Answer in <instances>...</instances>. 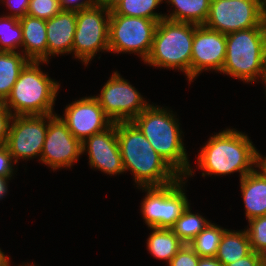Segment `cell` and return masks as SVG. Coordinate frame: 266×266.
I'll use <instances>...</instances> for the list:
<instances>
[{
	"label": "cell",
	"mask_w": 266,
	"mask_h": 266,
	"mask_svg": "<svg viewBox=\"0 0 266 266\" xmlns=\"http://www.w3.org/2000/svg\"><path fill=\"white\" fill-rule=\"evenodd\" d=\"M116 130L124 170L132 171L138 187L166 186L181 177L131 121L116 122Z\"/></svg>",
	"instance_id": "6da1fadb"
},
{
	"label": "cell",
	"mask_w": 266,
	"mask_h": 266,
	"mask_svg": "<svg viewBox=\"0 0 266 266\" xmlns=\"http://www.w3.org/2000/svg\"><path fill=\"white\" fill-rule=\"evenodd\" d=\"M200 151L198 166L204 171L202 176L237 171L241 180L255 170L257 150L246 134L235 129H225L214 134Z\"/></svg>",
	"instance_id": "7a4b0ae2"
},
{
	"label": "cell",
	"mask_w": 266,
	"mask_h": 266,
	"mask_svg": "<svg viewBox=\"0 0 266 266\" xmlns=\"http://www.w3.org/2000/svg\"><path fill=\"white\" fill-rule=\"evenodd\" d=\"M170 112L166 108L149 105L131 122L143 133L154 150L180 176L186 178L194 172L190 168L178 120Z\"/></svg>",
	"instance_id": "3957f363"
},
{
	"label": "cell",
	"mask_w": 266,
	"mask_h": 266,
	"mask_svg": "<svg viewBox=\"0 0 266 266\" xmlns=\"http://www.w3.org/2000/svg\"><path fill=\"white\" fill-rule=\"evenodd\" d=\"M266 64V32L262 25L226 35V55L221 72L243 82L263 79Z\"/></svg>",
	"instance_id": "277c9868"
},
{
	"label": "cell",
	"mask_w": 266,
	"mask_h": 266,
	"mask_svg": "<svg viewBox=\"0 0 266 266\" xmlns=\"http://www.w3.org/2000/svg\"><path fill=\"white\" fill-rule=\"evenodd\" d=\"M40 63L47 62L30 61L24 67L5 101L14 116L53 114L59 83L41 71Z\"/></svg>",
	"instance_id": "5b68a950"
},
{
	"label": "cell",
	"mask_w": 266,
	"mask_h": 266,
	"mask_svg": "<svg viewBox=\"0 0 266 266\" xmlns=\"http://www.w3.org/2000/svg\"><path fill=\"white\" fill-rule=\"evenodd\" d=\"M194 24L162 19L158 22L151 52L145 63L153 67L175 68L191 82Z\"/></svg>",
	"instance_id": "8992f818"
},
{
	"label": "cell",
	"mask_w": 266,
	"mask_h": 266,
	"mask_svg": "<svg viewBox=\"0 0 266 266\" xmlns=\"http://www.w3.org/2000/svg\"><path fill=\"white\" fill-rule=\"evenodd\" d=\"M110 12L111 7L100 2L76 12V30L72 52L85 65L96 56L97 52L105 50L109 52Z\"/></svg>",
	"instance_id": "52a82bcc"
},
{
	"label": "cell",
	"mask_w": 266,
	"mask_h": 266,
	"mask_svg": "<svg viewBox=\"0 0 266 266\" xmlns=\"http://www.w3.org/2000/svg\"><path fill=\"white\" fill-rule=\"evenodd\" d=\"M185 177L166 186L142 187L146 196L141 204L143 219L148 227L171 228L189 206L184 193Z\"/></svg>",
	"instance_id": "ba28073f"
},
{
	"label": "cell",
	"mask_w": 266,
	"mask_h": 266,
	"mask_svg": "<svg viewBox=\"0 0 266 266\" xmlns=\"http://www.w3.org/2000/svg\"><path fill=\"white\" fill-rule=\"evenodd\" d=\"M157 24L152 19L118 15L111 9L109 52L137 53L145 62L152 49Z\"/></svg>",
	"instance_id": "9c48e42d"
},
{
	"label": "cell",
	"mask_w": 266,
	"mask_h": 266,
	"mask_svg": "<svg viewBox=\"0 0 266 266\" xmlns=\"http://www.w3.org/2000/svg\"><path fill=\"white\" fill-rule=\"evenodd\" d=\"M94 97L113 123L130 122L150 105L117 71Z\"/></svg>",
	"instance_id": "30bf717a"
},
{
	"label": "cell",
	"mask_w": 266,
	"mask_h": 266,
	"mask_svg": "<svg viewBox=\"0 0 266 266\" xmlns=\"http://www.w3.org/2000/svg\"><path fill=\"white\" fill-rule=\"evenodd\" d=\"M260 24L261 7L254 0H211L203 26L227 35Z\"/></svg>",
	"instance_id": "8fae6325"
},
{
	"label": "cell",
	"mask_w": 266,
	"mask_h": 266,
	"mask_svg": "<svg viewBox=\"0 0 266 266\" xmlns=\"http://www.w3.org/2000/svg\"><path fill=\"white\" fill-rule=\"evenodd\" d=\"M47 129L48 114L13 116L6 146L16 164L22 158L41 156Z\"/></svg>",
	"instance_id": "7c38bea8"
},
{
	"label": "cell",
	"mask_w": 266,
	"mask_h": 266,
	"mask_svg": "<svg viewBox=\"0 0 266 266\" xmlns=\"http://www.w3.org/2000/svg\"><path fill=\"white\" fill-rule=\"evenodd\" d=\"M81 142L57 114H48V129L40 160L50 168L71 167L82 155Z\"/></svg>",
	"instance_id": "4fadbf2b"
},
{
	"label": "cell",
	"mask_w": 266,
	"mask_h": 266,
	"mask_svg": "<svg viewBox=\"0 0 266 266\" xmlns=\"http://www.w3.org/2000/svg\"><path fill=\"white\" fill-rule=\"evenodd\" d=\"M61 119L81 143L113 124L94 96L79 99L66 106L64 117Z\"/></svg>",
	"instance_id": "5bb4252c"
},
{
	"label": "cell",
	"mask_w": 266,
	"mask_h": 266,
	"mask_svg": "<svg viewBox=\"0 0 266 266\" xmlns=\"http://www.w3.org/2000/svg\"><path fill=\"white\" fill-rule=\"evenodd\" d=\"M226 55V34L194 24L191 82L202 71L221 72Z\"/></svg>",
	"instance_id": "9a60e30c"
},
{
	"label": "cell",
	"mask_w": 266,
	"mask_h": 266,
	"mask_svg": "<svg viewBox=\"0 0 266 266\" xmlns=\"http://www.w3.org/2000/svg\"><path fill=\"white\" fill-rule=\"evenodd\" d=\"M81 146L82 153L88 152V159L92 168L99 169L109 175L125 172L117 140L116 122L103 132L86 138Z\"/></svg>",
	"instance_id": "2e32d148"
},
{
	"label": "cell",
	"mask_w": 266,
	"mask_h": 266,
	"mask_svg": "<svg viewBox=\"0 0 266 266\" xmlns=\"http://www.w3.org/2000/svg\"><path fill=\"white\" fill-rule=\"evenodd\" d=\"M76 30V12L61 11L46 20L47 62L52 55L72 53Z\"/></svg>",
	"instance_id": "e0dca14e"
},
{
	"label": "cell",
	"mask_w": 266,
	"mask_h": 266,
	"mask_svg": "<svg viewBox=\"0 0 266 266\" xmlns=\"http://www.w3.org/2000/svg\"><path fill=\"white\" fill-rule=\"evenodd\" d=\"M22 28L23 53L29 61L47 62L46 20L30 15L19 18Z\"/></svg>",
	"instance_id": "ac0fdd59"
},
{
	"label": "cell",
	"mask_w": 266,
	"mask_h": 266,
	"mask_svg": "<svg viewBox=\"0 0 266 266\" xmlns=\"http://www.w3.org/2000/svg\"><path fill=\"white\" fill-rule=\"evenodd\" d=\"M240 184L247 219L266 215V178L255 169L245 175Z\"/></svg>",
	"instance_id": "d6986e66"
},
{
	"label": "cell",
	"mask_w": 266,
	"mask_h": 266,
	"mask_svg": "<svg viewBox=\"0 0 266 266\" xmlns=\"http://www.w3.org/2000/svg\"><path fill=\"white\" fill-rule=\"evenodd\" d=\"M252 252L251 244L247 231L226 230L215 258L223 265L235 262L249 255Z\"/></svg>",
	"instance_id": "ffe728a7"
},
{
	"label": "cell",
	"mask_w": 266,
	"mask_h": 266,
	"mask_svg": "<svg viewBox=\"0 0 266 266\" xmlns=\"http://www.w3.org/2000/svg\"><path fill=\"white\" fill-rule=\"evenodd\" d=\"M30 61L16 52L0 51V101H6L21 71Z\"/></svg>",
	"instance_id": "44dd1931"
},
{
	"label": "cell",
	"mask_w": 266,
	"mask_h": 266,
	"mask_svg": "<svg viewBox=\"0 0 266 266\" xmlns=\"http://www.w3.org/2000/svg\"><path fill=\"white\" fill-rule=\"evenodd\" d=\"M175 7L173 13L165 15V19L174 22L192 23L204 25L211 0H167Z\"/></svg>",
	"instance_id": "7402d4cb"
},
{
	"label": "cell",
	"mask_w": 266,
	"mask_h": 266,
	"mask_svg": "<svg viewBox=\"0 0 266 266\" xmlns=\"http://www.w3.org/2000/svg\"><path fill=\"white\" fill-rule=\"evenodd\" d=\"M152 234L147 240L148 251L158 259L170 260L178 253L184 243L171 228L150 227Z\"/></svg>",
	"instance_id": "603a6c76"
},
{
	"label": "cell",
	"mask_w": 266,
	"mask_h": 266,
	"mask_svg": "<svg viewBox=\"0 0 266 266\" xmlns=\"http://www.w3.org/2000/svg\"><path fill=\"white\" fill-rule=\"evenodd\" d=\"M163 0H116L110 7L118 15L152 19L159 22L165 15L153 12Z\"/></svg>",
	"instance_id": "cb8c5ba5"
},
{
	"label": "cell",
	"mask_w": 266,
	"mask_h": 266,
	"mask_svg": "<svg viewBox=\"0 0 266 266\" xmlns=\"http://www.w3.org/2000/svg\"><path fill=\"white\" fill-rule=\"evenodd\" d=\"M226 230L210 222L188 245L199 257H215Z\"/></svg>",
	"instance_id": "d4e9b609"
},
{
	"label": "cell",
	"mask_w": 266,
	"mask_h": 266,
	"mask_svg": "<svg viewBox=\"0 0 266 266\" xmlns=\"http://www.w3.org/2000/svg\"><path fill=\"white\" fill-rule=\"evenodd\" d=\"M209 223L210 221L198 213H191L190 206H188L171 227V230L184 244H189Z\"/></svg>",
	"instance_id": "484cf974"
},
{
	"label": "cell",
	"mask_w": 266,
	"mask_h": 266,
	"mask_svg": "<svg viewBox=\"0 0 266 266\" xmlns=\"http://www.w3.org/2000/svg\"><path fill=\"white\" fill-rule=\"evenodd\" d=\"M22 28L19 18L0 17V51L16 52L22 46Z\"/></svg>",
	"instance_id": "4316f807"
},
{
	"label": "cell",
	"mask_w": 266,
	"mask_h": 266,
	"mask_svg": "<svg viewBox=\"0 0 266 266\" xmlns=\"http://www.w3.org/2000/svg\"><path fill=\"white\" fill-rule=\"evenodd\" d=\"M61 11L59 0H30L27 15L49 20Z\"/></svg>",
	"instance_id": "83f0119b"
},
{
	"label": "cell",
	"mask_w": 266,
	"mask_h": 266,
	"mask_svg": "<svg viewBox=\"0 0 266 266\" xmlns=\"http://www.w3.org/2000/svg\"><path fill=\"white\" fill-rule=\"evenodd\" d=\"M247 234L252 251L259 252L266 246V215L256 217L248 221Z\"/></svg>",
	"instance_id": "f1b7e54d"
},
{
	"label": "cell",
	"mask_w": 266,
	"mask_h": 266,
	"mask_svg": "<svg viewBox=\"0 0 266 266\" xmlns=\"http://www.w3.org/2000/svg\"><path fill=\"white\" fill-rule=\"evenodd\" d=\"M200 257L188 245L184 244L178 253L170 260L169 266H197Z\"/></svg>",
	"instance_id": "f546056e"
},
{
	"label": "cell",
	"mask_w": 266,
	"mask_h": 266,
	"mask_svg": "<svg viewBox=\"0 0 266 266\" xmlns=\"http://www.w3.org/2000/svg\"><path fill=\"white\" fill-rule=\"evenodd\" d=\"M13 116L5 102L0 101V146L6 145Z\"/></svg>",
	"instance_id": "4dcf8cb0"
},
{
	"label": "cell",
	"mask_w": 266,
	"mask_h": 266,
	"mask_svg": "<svg viewBox=\"0 0 266 266\" xmlns=\"http://www.w3.org/2000/svg\"><path fill=\"white\" fill-rule=\"evenodd\" d=\"M13 156L6 145L0 146V177L10 179L13 175Z\"/></svg>",
	"instance_id": "1f68e13d"
},
{
	"label": "cell",
	"mask_w": 266,
	"mask_h": 266,
	"mask_svg": "<svg viewBox=\"0 0 266 266\" xmlns=\"http://www.w3.org/2000/svg\"><path fill=\"white\" fill-rule=\"evenodd\" d=\"M13 13L7 16L21 18L27 15L30 0H2Z\"/></svg>",
	"instance_id": "d6a6232c"
},
{
	"label": "cell",
	"mask_w": 266,
	"mask_h": 266,
	"mask_svg": "<svg viewBox=\"0 0 266 266\" xmlns=\"http://www.w3.org/2000/svg\"><path fill=\"white\" fill-rule=\"evenodd\" d=\"M59 1L63 11H73V12H79L81 10L90 8L96 3L95 0H83L82 2H80V0H59Z\"/></svg>",
	"instance_id": "836d02e7"
},
{
	"label": "cell",
	"mask_w": 266,
	"mask_h": 266,
	"mask_svg": "<svg viewBox=\"0 0 266 266\" xmlns=\"http://www.w3.org/2000/svg\"><path fill=\"white\" fill-rule=\"evenodd\" d=\"M227 266H261L259 254L252 251L246 257L239 259L235 262L229 263Z\"/></svg>",
	"instance_id": "e575fe53"
},
{
	"label": "cell",
	"mask_w": 266,
	"mask_h": 266,
	"mask_svg": "<svg viewBox=\"0 0 266 266\" xmlns=\"http://www.w3.org/2000/svg\"><path fill=\"white\" fill-rule=\"evenodd\" d=\"M255 167H259L257 170V172H259L264 178H266V156L263 159L262 155L260 153H258V151H256V163H255Z\"/></svg>",
	"instance_id": "d590c367"
},
{
	"label": "cell",
	"mask_w": 266,
	"mask_h": 266,
	"mask_svg": "<svg viewBox=\"0 0 266 266\" xmlns=\"http://www.w3.org/2000/svg\"><path fill=\"white\" fill-rule=\"evenodd\" d=\"M197 266H223L215 257H200Z\"/></svg>",
	"instance_id": "8d00e7d4"
},
{
	"label": "cell",
	"mask_w": 266,
	"mask_h": 266,
	"mask_svg": "<svg viewBox=\"0 0 266 266\" xmlns=\"http://www.w3.org/2000/svg\"><path fill=\"white\" fill-rule=\"evenodd\" d=\"M9 179H5L0 177V199L3 198L5 196V194L8 191V187H7V183H8Z\"/></svg>",
	"instance_id": "74e56055"
},
{
	"label": "cell",
	"mask_w": 266,
	"mask_h": 266,
	"mask_svg": "<svg viewBox=\"0 0 266 266\" xmlns=\"http://www.w3.org/2000/svg\"><path fill=\"white\" fill-rule=\"evenodd\" d=\"M261 25L266 32V3L261 6Z\"/></svg>",
	"instance_id": "f35d334b"
},
{
	"label": "cell",
	"mask_w": 266,
	"mask_h": 266,
	"mask_svg": "<svg viewBox=\"0 0 266 266\" xmlns=\"http://www.w3.org/2000/svg\"><path fill=\"white\" fill-rule=\"evenodd\" d=\"M10 258L8 256H5L4 253L0 249V266H10Z\"/></svg>",
	"instance_id": "ab89813d"
},
{
	"label": "cell",
	"mask_w": 266,
	"mask_h": 266,
	"mask_svg": "<svg viewBox=\"0 0 266 266\" xmlns=\"http://www.w3.org/2000/svg\"><path fill=\"white\" fill-rule=\"evenodd\" d=\"M259 258L261 262V266H266V246L262 248L259 252Z\"/></svg>",
	"instance_id": "60d3db41"
},
{
	"label": "cell",
	"mask_w": 266,
	"mask_h": 266,
	"mask_svg": "<svg viewBox=\"0 0 266 266\" xmlns=\"http://www.w3.org/2000/svg\"><path fill=\"white\" fill-rule=\"evenodd\" d=\"M96 2H100L104 5L111 6L116 0H95Z\"/></svg>",
	"instance_id": "b9f144b4"
},
{
	"label": "cell",
	"mask_w": 266,
	"mask_h": 266,
	"mask_svg": "<svg viewBox=\"0 0 266 266\" xmlns=\"http://www.w3.org/2000/svg\"><path fill=\"white\" fill-rule=\"evenodd\" d=\"M260 7L266 3V0H254Z\"/></svg>",
	"instance_id": "7bdbcfd3"
},
{
	"label": "cell",
	"mask_w": 266,
	"mask_h": 266,
	"mask_svg": "<svg viewBox=\"0 0 266 266\" xmlns=\"http://www.w3.org/2000/svg\"><path fill=\"white\" fill-rule=\"evenodd\" d=\"M263 82H265V84H266V64H265V71H264V76H263ZM266 92V91H265Z\"/></svg>",
	"instance_id": "ee69618b"
},
{
	"label": "cell",
	"mask_w": 266,
	"mask_h": 266,
	"mask_svg": "<svg viewBox=\"0 0 266 266\" xmlns=\"http://www.w3.org/2000/svg\"><path fill=\"white\" fill-rule=\"evenodd\" d=\"M29 266H34V264L33 265H30V264H28ZM27 264L26 265H21V266H28Z\"/></svg>",
	"instance_id": "f6af8a7d"
}]
</instances>
